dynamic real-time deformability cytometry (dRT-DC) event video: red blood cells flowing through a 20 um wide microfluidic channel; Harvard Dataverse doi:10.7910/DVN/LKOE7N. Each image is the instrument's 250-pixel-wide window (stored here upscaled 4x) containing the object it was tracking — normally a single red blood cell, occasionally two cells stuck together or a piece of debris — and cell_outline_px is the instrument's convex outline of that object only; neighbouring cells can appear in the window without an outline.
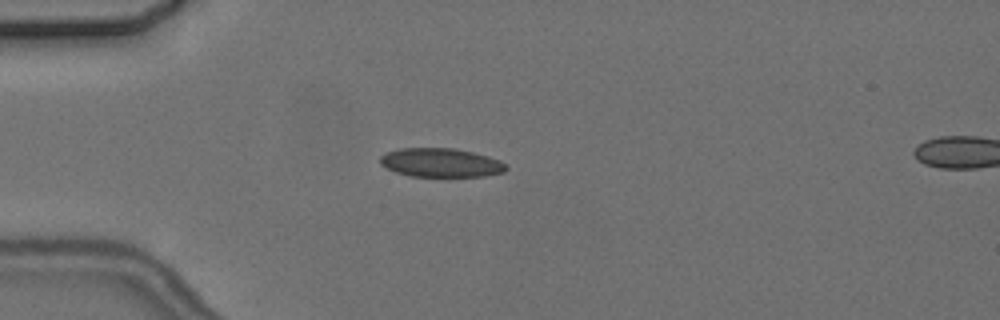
{"species": "common noctule bat (a hibernating species)", "species_latin": "Nyctalus noctula", "temperature_condition": "cold", "stored_images_in_passage": 9, "camera_frame_rate_fps": 3000, "um_per_image_px": 0.085, "animal": {"sex": "female", "body_mass_g": 24.6, "forearm_length_mm": 56.2}, "frame": {"image": 1, "passage_image": 4, "time_ms": 4.333, "image_size_px": [1000, 320], "cell_outline_px": [[508, 168], [504, 172], [484, 176], [412, 176], [396, 172], [380, 164], [380, 156], [384, 152], [400, 148], [456, 148], [488, 156], [500, 160]], "centroid_in_image_um": [37.46, 13.81], "position_along_channel_um": 47.5, "area_um2": 21.15}}
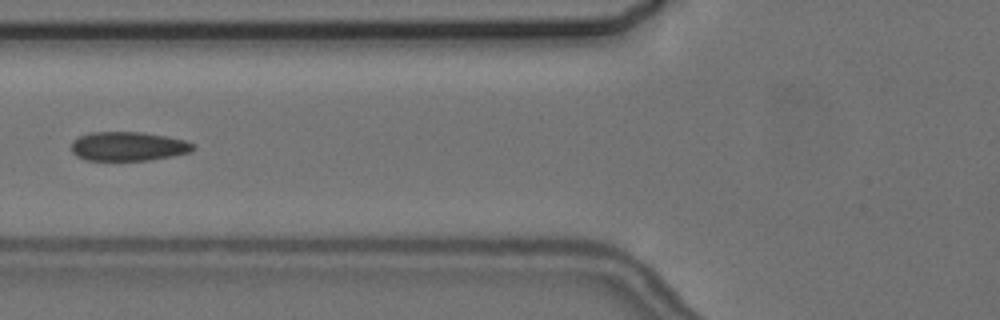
{"frame": {"image": 2, "passage_image": 6, "time_ms": 6.667, "image_size_px": [1000, 320], "cell_outline_px": [[196, 148], [188, 152], [172, 156], [148, 160], [84, 160], [76, 156], [72, 152], [72, 140], [88, 132], [144, 132], [184, 140], [196, 144]], "centroid_in_image_um": [10.88, 12.43], "position_along_channel_um": 114.9, "area_um2": 20.69}}
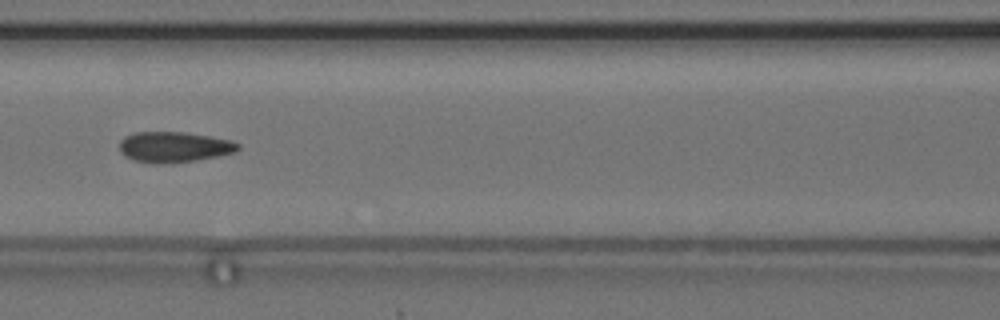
{"frame": {"image": 3, "passage_image": 7, "time_ms": 7.667, "image_size_px": [1000, 320], "cell_outline_px": [[240, 148], [236, 152], [196, 160], [152, 164], [136, 160], [124, 156], [120, 152], [120, 140], [124, 136], [136, 132], [184, 132], [232, 140], [240, 144]], "centroid_in_image_um": [14.79, 12.48], "position_along_channel_um": 151.8, "area_um2": 21.04}}